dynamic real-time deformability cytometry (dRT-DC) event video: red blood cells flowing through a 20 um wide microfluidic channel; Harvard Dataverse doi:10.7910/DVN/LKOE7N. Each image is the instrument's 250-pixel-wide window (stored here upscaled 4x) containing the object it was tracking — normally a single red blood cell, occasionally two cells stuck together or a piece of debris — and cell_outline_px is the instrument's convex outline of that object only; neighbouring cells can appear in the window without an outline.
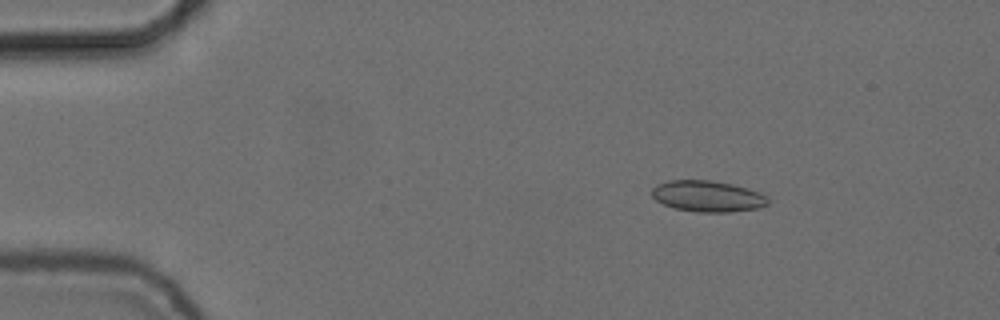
{"species": "common noctule bat (a hibernating species)", "species_latin": "Nyctalus noctula", "temperature_condition": "cold", "stored_images_in_passage": 50, "camera_frame_rate_fps": 3000, "um_per_image_px": 0.085, "animal": {"sex": "female", "body_mass_g": 24.6, "forearm_length_mm": 56.2}, "frame": {"image": 1, "passage_image": 4, "time_ms": 1.0, "image_size_px": [1000, 320], "cell_outline_px": [[768, 204], [760, 208], [732, 212], [696, 212], [672, 208], [656, 200], [652, 196], [652, 188], [656, 184], [668, 180], [712, 180], [732, 184], [748, 188], [760, 192], [768, 200]], "centroid_in_image_um": [60.13, 16.68], "position_along_channel_um": 24.9, "area_um2": 21.27}}
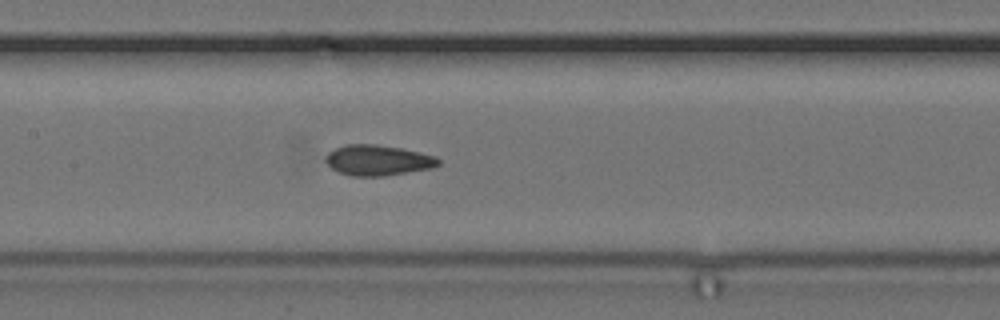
{"frame": {"image": 2, "passage_image": 22, "time_ms": 7.0, "image_size_px": [1000, 320], "cell_outline_px": [[440, 164], [432, 168], [384, 176], [352, 176], [340, 172], [332, 168], [324, 160], [324, 156], [328, 152], [344, 144], [376, 144], [400, 148], [436, 156], [440, 160]], "centroid_in_image_um": [32.1, 13.62], "position_along_channel_um": 175.3, "area_um2": 20.06}}
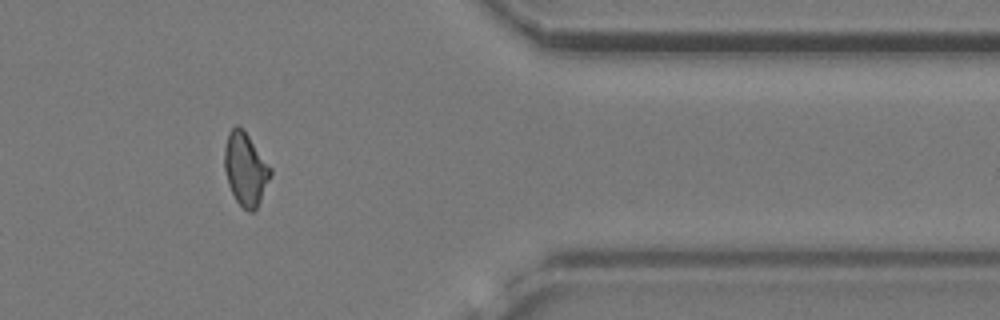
{"frame": {"image": 3, "passage_image": 41, "time_ms": 13.333, "image_size_px": [1000, 320], "cell_outline_px": [[272, 172], [260, 200], [256, 208], [252, 212], [248, 212], [236, 200], [228, 184], [224, 168], [224, 148], [228, 132], [236, 124], [244, 128], [272, 168]], "centroid_in_image_um": [20.86, 14.31], "position_along_channel_um": 390.5, "area_um2": 19.59}, "authors_computed_cell_mechanics": {"area_um2": 19.8832, "velocity_mm_per_s": 3.7357, "shape_relaxation_time_tau1_ms": 7.5447, "shape_relaxation_time_tau2_ms": 1.7409, "deformation_change_tau1": 0.1186, "deformation_change_tau2": 0.0765}}